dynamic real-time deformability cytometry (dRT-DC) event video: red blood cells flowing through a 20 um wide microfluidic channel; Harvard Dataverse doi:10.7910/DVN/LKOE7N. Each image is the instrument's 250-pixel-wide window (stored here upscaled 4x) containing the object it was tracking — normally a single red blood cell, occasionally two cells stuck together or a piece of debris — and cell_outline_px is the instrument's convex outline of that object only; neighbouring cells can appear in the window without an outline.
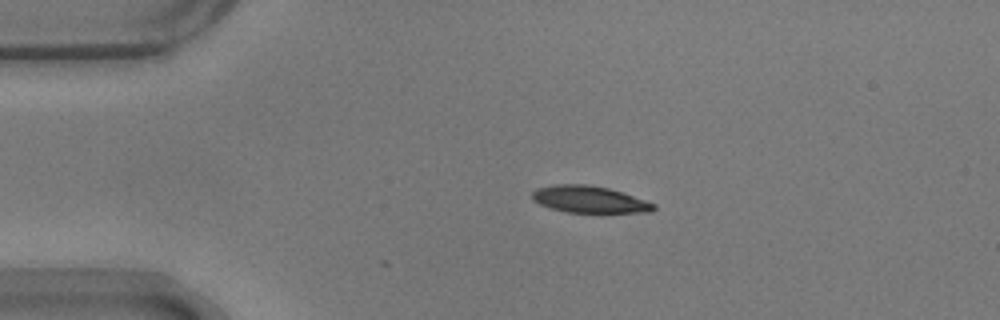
{"species": "common noctule bat (a hibernating species)", "species_latin": "Nyctalus noctula", "temperature_condition": "warm", "stored_images_in_passage": 2, "camera_frame_rate_fps": 3000, "um_per_image_px": 0.085, "animal": {"sex": "male", "body_mass_g": 17.9}, "frame": {"image": 1, "passage_image": 2, "time_ms": 0.333, "image_size_px": [1000, 320], "cell_outline_px": [[656, 208], [652, 212], [564, 212], [540, 204], [532, 200], [532, 192], [536, 188], [556, 184], [588, 184], [608, 188], [656, 204]], "centroid_in_image_um": [50.06, 16.94], "position_along_channel_um": 34.9, "area_um2": 18.84}}